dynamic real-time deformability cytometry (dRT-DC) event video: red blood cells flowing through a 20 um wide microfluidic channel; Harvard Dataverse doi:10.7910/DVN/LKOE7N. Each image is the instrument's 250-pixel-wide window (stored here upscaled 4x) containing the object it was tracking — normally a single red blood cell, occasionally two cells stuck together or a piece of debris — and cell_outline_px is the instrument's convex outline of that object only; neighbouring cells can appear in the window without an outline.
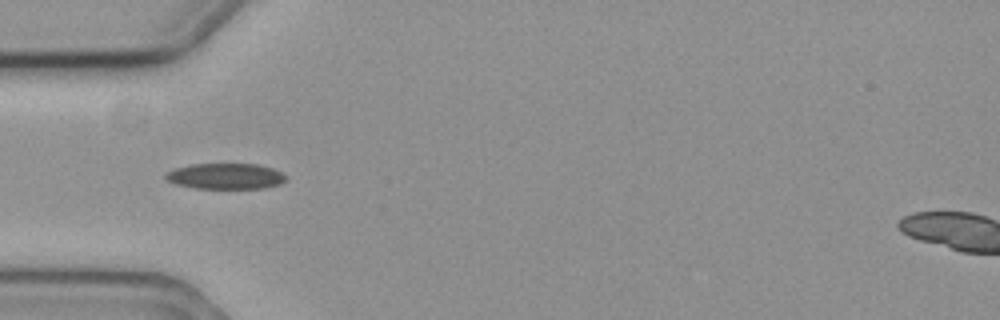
{"species": "common noctule bat (a hibernating species)", "species_latin": "Nyctalus noctula", "temperature_condition": "cold", "stored_images_in_passage": 39, "camera_frame_rate_fps": 3000, "um_per_image_px": 0.085, "animal": {"sex": "female", "body_mass_g": 19.3, "forearm_length_mm": 54.1}, "frame": {"image": 1, "passage_image": 1, "time_ms": 0.0, "image_size_px": [1000, 320], "cell_outline_px": [[288, 176], [280, 184], [264, 188], [192, 188], [176, 184], [164, 180], [164, 176], [168, 172], [176, 168], [192, 164], [256, 164], [272, 168]], "centroid_in_image_um": [19.15, 14.98], "position_along_channel_um": 65.8, "area_um2": 18.03}}
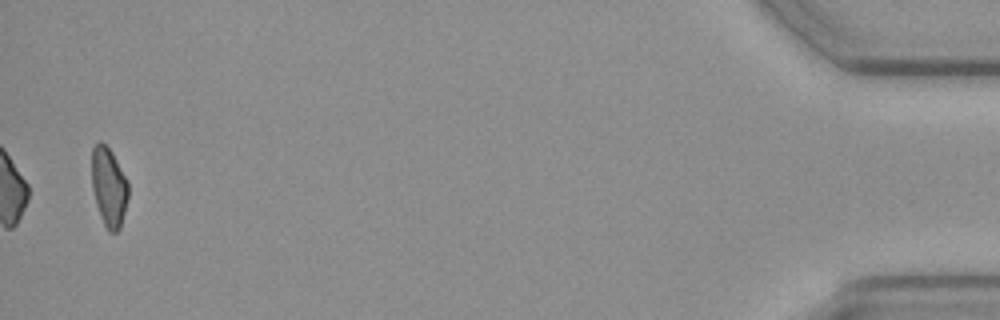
{"frame": {"image": 2, "passage_image": 39, "time_ms": 12.667, "image_size_px": [1000, 320], "cell_outline_px": [[128, 196], [120, 228], [116, 232], [108, 232], [100, 216], [96, 204], [92, 188], [92, 148], [100, 140], [112, 152], [128, 180]], "centroid_in_image_um": [9.25, 15.89], "position_along_channel_um": 425.9, "area_um2": 16.82}}